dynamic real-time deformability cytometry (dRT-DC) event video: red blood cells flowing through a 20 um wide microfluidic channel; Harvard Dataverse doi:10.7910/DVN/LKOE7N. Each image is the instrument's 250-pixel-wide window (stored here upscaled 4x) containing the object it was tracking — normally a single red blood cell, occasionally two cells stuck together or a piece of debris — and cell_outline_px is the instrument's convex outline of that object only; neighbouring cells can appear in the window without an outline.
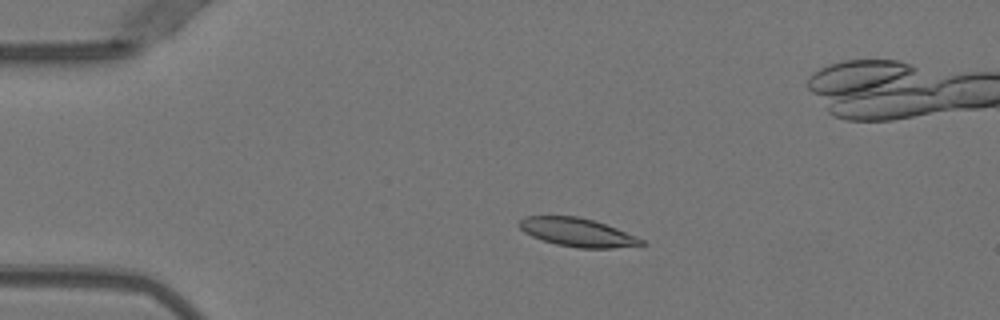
{"species": "Egyptian fruit bat (a non-hibernating species)", "species_latin": "Rousettus aegyptiacus", "temperature_condition": "warm", "stored_images_in_passage": 6, "camera_frame_rate_fps": 3000, "um_per_image_px": 0.085, "animal": {"sex": "female"}, "frame": {"image": 1, "passage_image": 1, "time_ms": 0.0, "image_size_px": [1000, 320], "cell_outline_px": [[648, 244], [612, 248], [576, 248], [556, 244], [532, 236], [524, 232], [516, 224], [524, 216], [576, 216], [592, 220], [616, 228], [636, 236], [644, 240]], "centroid_in_image_um": [49.06, 19.75], "position_along_channel_um": 35.9, "area_um2": 20.17}}